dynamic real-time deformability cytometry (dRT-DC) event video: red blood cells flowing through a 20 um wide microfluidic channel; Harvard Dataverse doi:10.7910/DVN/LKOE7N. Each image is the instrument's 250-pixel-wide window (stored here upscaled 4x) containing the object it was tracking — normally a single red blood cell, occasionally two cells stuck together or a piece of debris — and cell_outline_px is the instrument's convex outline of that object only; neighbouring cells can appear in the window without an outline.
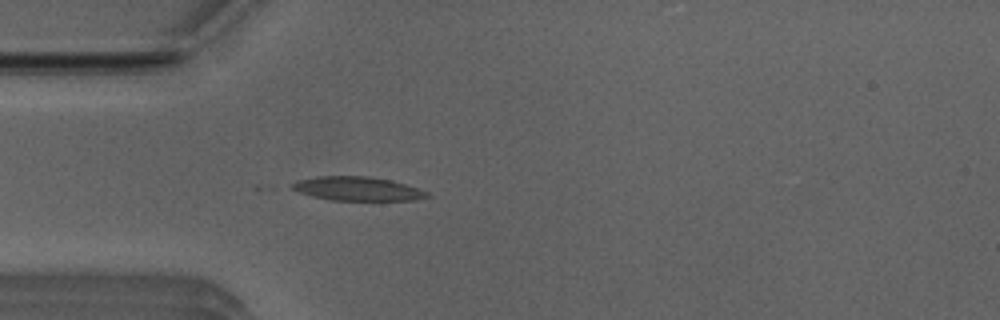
{"species": "Egyptian fruit bat (a non-hibernating species)", "species_latin": "Rousettus aegyptiacus", "temperature_condition": "room temperature", "stored_images_in_passage": 41, "camera_frame_rate_fps": 3000, "um_per_image_px": 0.085, "animal": {"sex": "male"}, "frame": {"image": 1, "passage_image": 4, "time_ms": 1.0, "image_size_px": [1000, 320], "cell_outline_px": [[428, 196], [416, 200], [328, 200], [312, 196], [300, 192], [292, 188], [292, 184], [300, 180], [316, 176], [368, 176], [388, 180], [404, 184], [428, 192]], "centroid_in_image_um": [30.36, 16.04], "position_along_channel_um": 54.6, "area_um2": 18.44}}
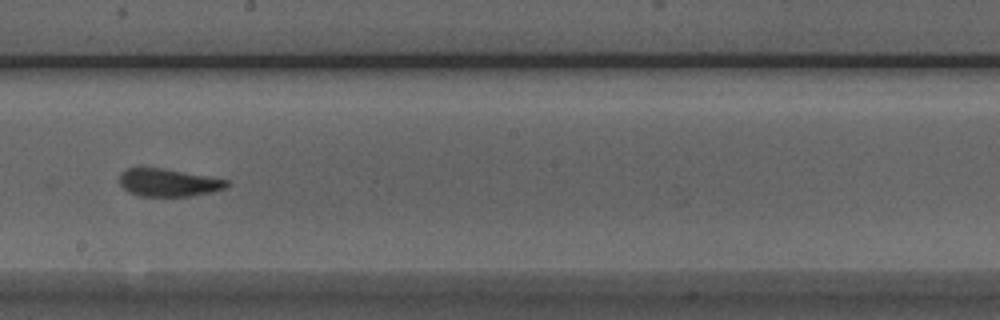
{"frame": {"image": 2, "passage_image": 18, "time_ms": 5.667, "image_size_px": [1000, 320], "cell_outline_px": [[232, 184], [228, 188], [212, 192], [188, 196], [140, 196], [128, 192], [120, 184], [120, 172], [128, 168], [160, 168], [208, 176], [228, 180]], "centroid_in_image_um": [14.35, 15.53], "position_along_channel_um": 233.8, "area_um2": 17.34}}
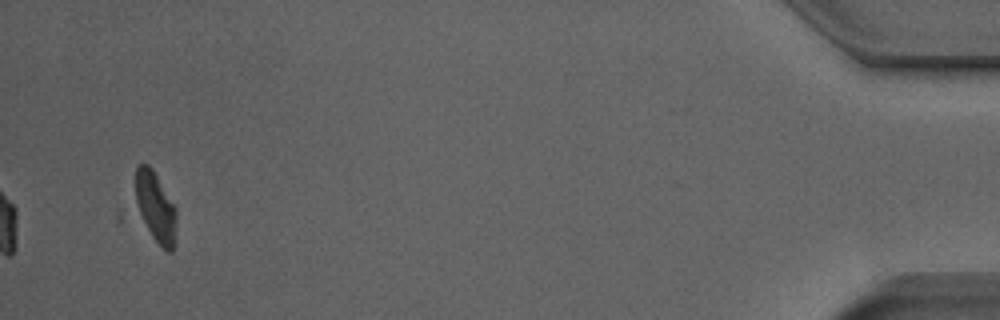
{"frame": {"image": 3, "passage_image": 39, "time_ms": 12.667, "image_size_px": [1000, 320], "cell_outline_px": [[176, 240], [172, 252], [168, 252], [152, 236], [136, 212], [136, 168], [140, 164], [148, 164], [152, 168], [176, 204]], "centroid_in_image_um": [13.24, 17.6], "position_along_channel_um": 422.0, "area_um2": 17.17}}